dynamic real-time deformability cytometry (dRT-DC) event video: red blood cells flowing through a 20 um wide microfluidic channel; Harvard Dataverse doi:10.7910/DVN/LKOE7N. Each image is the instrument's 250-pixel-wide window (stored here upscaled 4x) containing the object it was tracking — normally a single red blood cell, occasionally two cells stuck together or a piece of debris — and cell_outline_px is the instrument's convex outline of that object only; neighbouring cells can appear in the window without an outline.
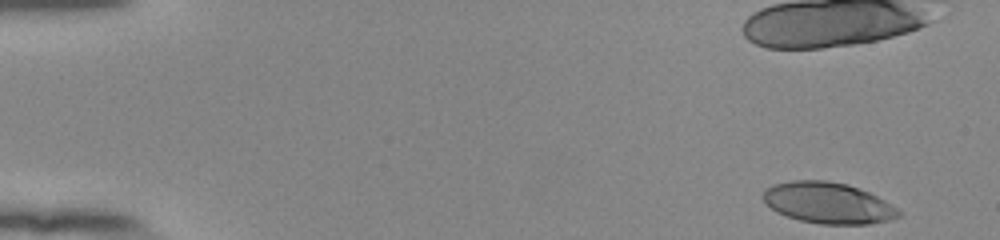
{"species": "human", "species_latin": "Homo sapiens", "temperature_condition": "room temperature", "stored_images_in_passage": 19, "camera_frame_rate_fps": 3000, "um_per_image_px": 0.085, "donor": {"sex": "female"}, "frame": {"image": 1, "passage_image": 1, "time_ms": 0.0, "image_size_px": [1000, 240], "cell_outline_px": [[904, 212], [900, 216], [892, 220], [868, 224], [820, 224], [800, 220], [776, 212], [764, 204], [764, 188], [772, 184], [792, 180], [828, 180], [848, 184], [868, 192], [884, 200]], "centroid_in_image_um": [70.38, 17.25], "position_along_channel_um": 14.6, "area_um2": 32.77}}